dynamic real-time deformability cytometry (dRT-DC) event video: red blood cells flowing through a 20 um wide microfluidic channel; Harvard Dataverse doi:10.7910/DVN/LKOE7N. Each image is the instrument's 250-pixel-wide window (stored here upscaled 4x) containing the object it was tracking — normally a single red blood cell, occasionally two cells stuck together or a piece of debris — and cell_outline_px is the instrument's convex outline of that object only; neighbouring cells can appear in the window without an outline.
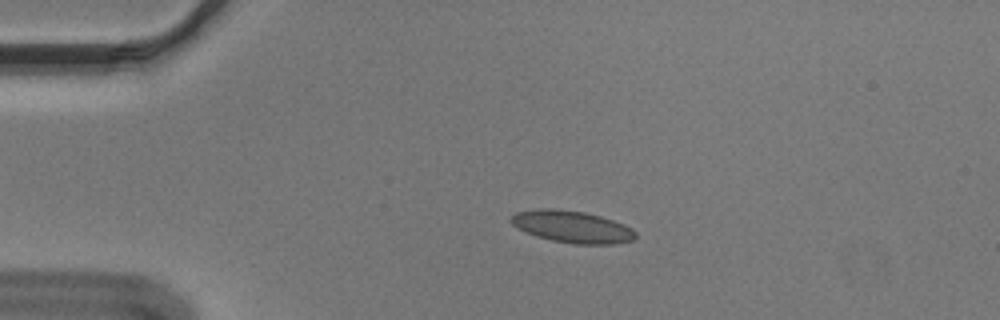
{"species": "Egyptian fruit bat (a non-hibernating species)", "species_latin": "Rousettus aegyptiacus", "temperature_condition": "cold", "stored_images_in_passage": 44, "camera_frame_rate_fps": 3000, "um_per_image_px": 0.085, "animal": {"sex": "male"}, "frame": {"image": 1, "passage_image": 1, "time_ms": 0.0, "image_size_px": [1000, 320], "cell_outline_px": [[636, 236], [632, 240], [612, 244], [576, 244], [552, 240], [536, 236], [512, 224], [508, 220], [516, 212], [540, 208], [552, 208], [584, 212], [600, 216], [624, 224], [632, 228], [636, 232]], "centroid_in_image_um": [48.63, 19.26], "position_along_channel_um": 36.4, "area_um2": 23.0}}
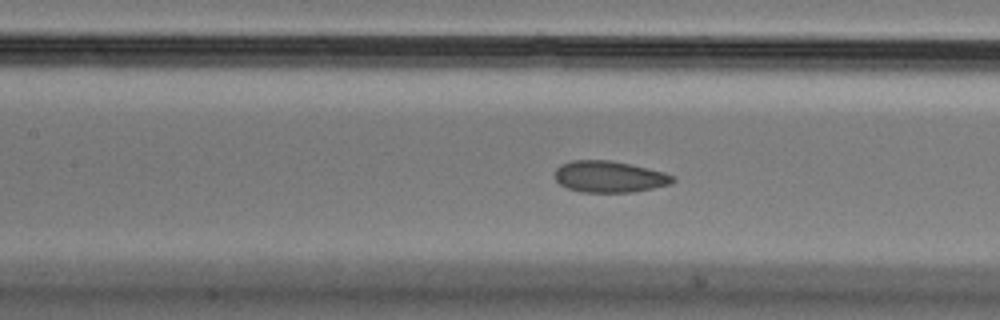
{"frame": {"image": 2, "passage_image": 14, "time_ms": 4.333, "image_size_px": [1000, 320], "cell_outline_px": [[676, 180], [672, 184], [632, 192], [580, 192], [568, 188], [560, 184], [552, 176], [556, 168], [560, 164], [572, 160], [612, 160], [648, 168], [664, 172], [676, 176]], "centroid_in_image_um": [51.78, 15.01], "position_along_channel_um": 155.6, "area_um2": 21.91}}
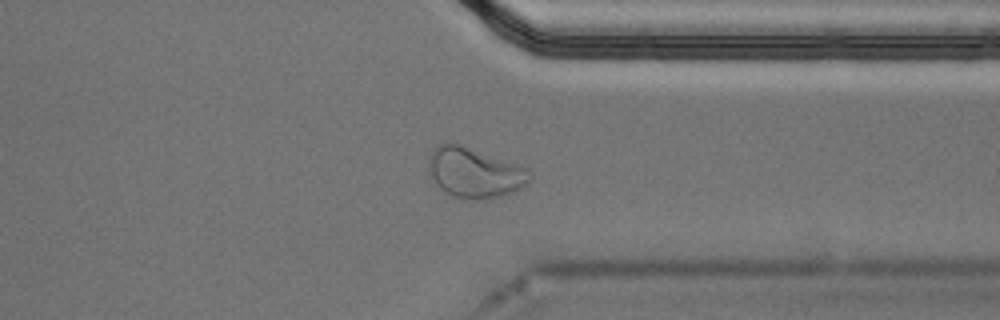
{"frame": {"image": 3, "passage_image": 32, "time_ms": 10.333, "image_size_px": [1000, 320], "cell_outline_px": [[532, 180], [520, 188], [512, 192], [488, 200], [464, 200], [452, 196], [444, 192], [436, 184], [432, 176], [432, 148], [444, 140], [460, 144], [528, 168], [532, 176]], "centroid_in_image_um": [40.38, 14.69], "position_along_channel_um": 371.0, "area_um2": 29.54}, "authors_computed_cell_mechanics": {"area_um2": 22.4842, "velocity_mm_per_s": 3.6103, "shape_relaxation_time_tau1_ms": null, "shape_relaxation_time_tau2_ms": 1.5384, "deformation_change_tau1": null, "deformation_change_tau2": 0.0648}}